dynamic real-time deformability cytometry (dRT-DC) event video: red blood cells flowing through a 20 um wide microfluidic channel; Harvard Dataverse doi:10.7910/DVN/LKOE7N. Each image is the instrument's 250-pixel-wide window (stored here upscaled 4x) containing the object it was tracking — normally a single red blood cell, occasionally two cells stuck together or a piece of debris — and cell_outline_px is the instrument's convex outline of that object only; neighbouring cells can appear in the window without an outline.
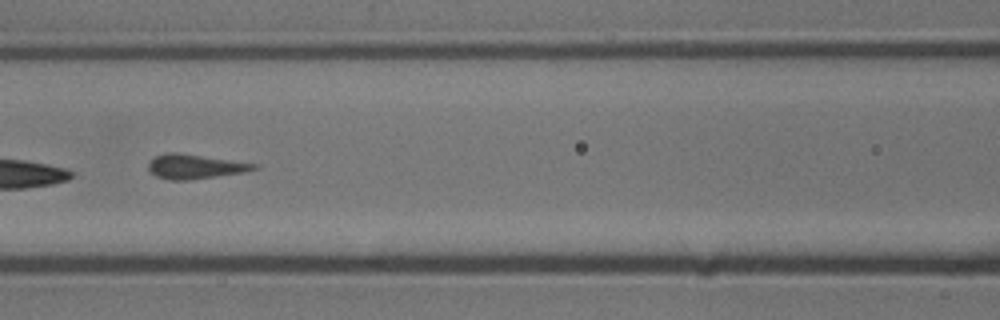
{"species": "common noctule bat (a hibernating species)", "species_latin": "Nyctalus noctula", "temperature_condition": "cold", "stored_images_in_passage": 11, "camera_frame_rate_fps": 3000, "um_per_image_px": 0.085, "animal": {"sex": "male", "body_mass_g": 13.3}, "frame": {"image": 1, "passage_image": 7, "time_ms": 2.0, "image_size_px": [1000, 320], "cell_outline_px": [[260, 168], [244, 172], [188, 180], [168, 180], [156, 176], [148, 168], [148, 164], [156, 156], [168, 152], [176, 152], [260, 164]], "centroid_in_image_um": [16.61, 14.15], "position_along_channel_um": 150.0, "area_um2": 14.97}}
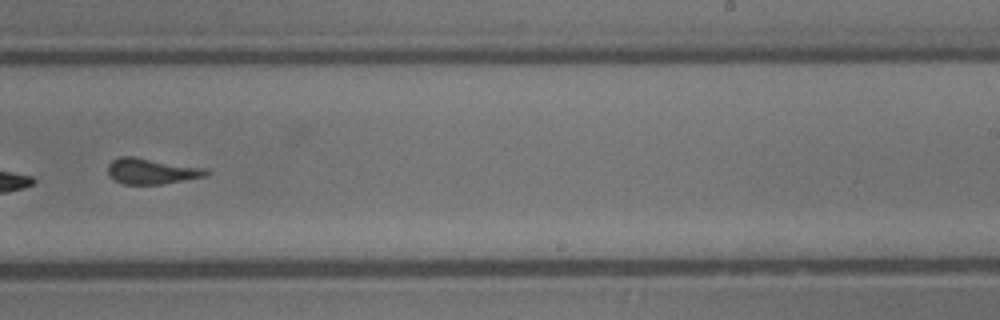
{"frame": {"image": 2, "passage_image": 10, "time_ms": 3.0, "image_size_px": [1000, 320], "cell_outline_px": [[212, 172], [204, 176], [160, 184], [124, 184], [108, 176], [108, 164], [112, 160], [120, 156], [136, 156], [208, 168]], "centroid_in_image_um": [12.89, 14.52], "position_along_channel_um": 276.1, "area_um2": 14.91}}
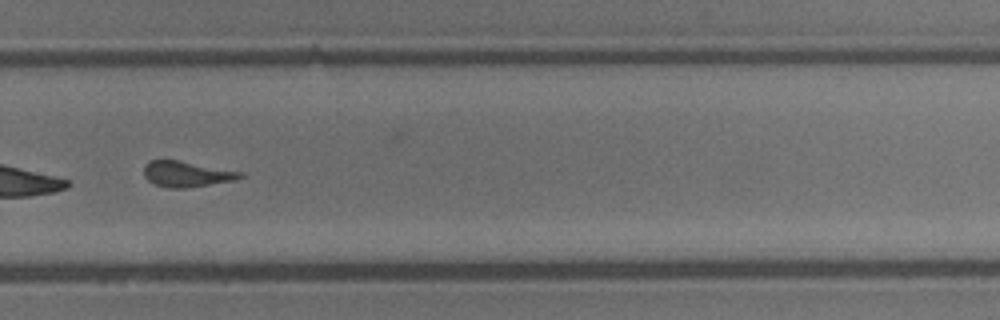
{"frame": {"image": 3, "passage_image": 11, "time_ms": 3.333, "image_size_px": [1000, 320], "cell_outline_px": [[244, 176], [236, 180], [184, 188], [168, 188], [156, 184], [148, 180], [144, 176], [144, 164], [148, 160], [180, 160], [244, 172]], "centroid_in_image_um": [15.87, 14.78], "position_along_channel_um": 313.9, "area_um2": 14.51}}